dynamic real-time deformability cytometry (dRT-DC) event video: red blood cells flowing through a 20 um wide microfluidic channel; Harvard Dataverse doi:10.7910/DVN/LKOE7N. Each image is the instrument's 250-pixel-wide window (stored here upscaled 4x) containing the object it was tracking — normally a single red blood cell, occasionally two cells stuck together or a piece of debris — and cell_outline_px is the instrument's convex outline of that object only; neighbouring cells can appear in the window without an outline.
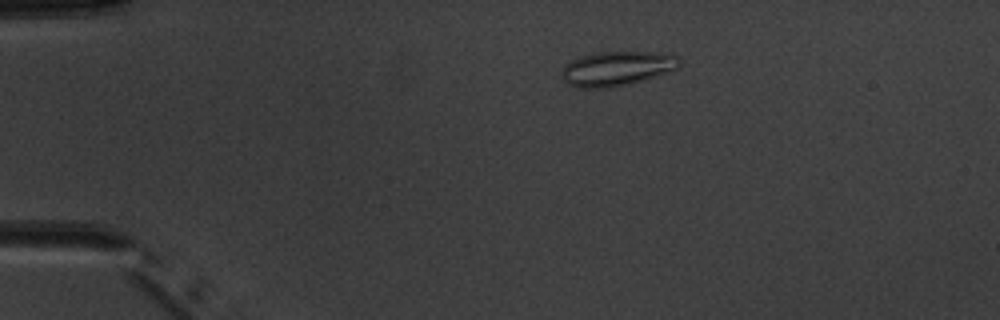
{"species": "common noctule bat (a hibernating species)", "species_latin": "Nyctalus noctula", "temperature_condition": "warm", "stored_images_in_passage": 5, "camera_frame_rate_fps": 3000, "um_per_image_px": 0.085, "animal": {"sex": "male", "body_mass_g": 20.1, "forearm_length_mm": 53.5}, "frame": {"image": 1, "passage_image": 3, "time_ms": 2.333, "image_size_px": [1000, 320], "cell_outline_px": [[680, 64], [676, 68], [628, 84], [608, 88], [580, 88], [568, 84], [560, 76], [564, 64], [580, 56], [596, 52], [652, 52], [676, 56], [680, 60]], "centroid_in_image_um": [52.33, 5.82], "position_along_channel_um": 32.7, "area_um2": 23.29}}
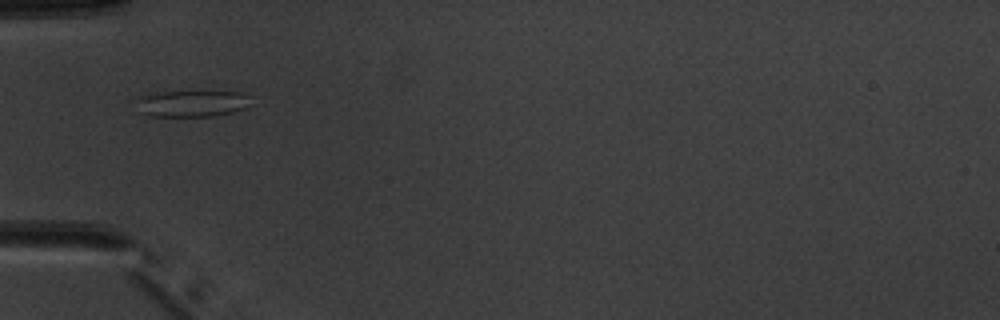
{"frame": {"image": 2, "passage_image": 5, "time_ms": 4.667, "image_size_px": [1000, 320], "cell_outline_px": [[248, 96], [244, 108], [232, 112], [212, 116], [148, 116], [136, 112], [136, 100], [144, 92], [244, 92]], "centroid_in_image_um": [16.14, 8.8], "position_along_channel_um": 68.9, "area_um2": 17.74}}